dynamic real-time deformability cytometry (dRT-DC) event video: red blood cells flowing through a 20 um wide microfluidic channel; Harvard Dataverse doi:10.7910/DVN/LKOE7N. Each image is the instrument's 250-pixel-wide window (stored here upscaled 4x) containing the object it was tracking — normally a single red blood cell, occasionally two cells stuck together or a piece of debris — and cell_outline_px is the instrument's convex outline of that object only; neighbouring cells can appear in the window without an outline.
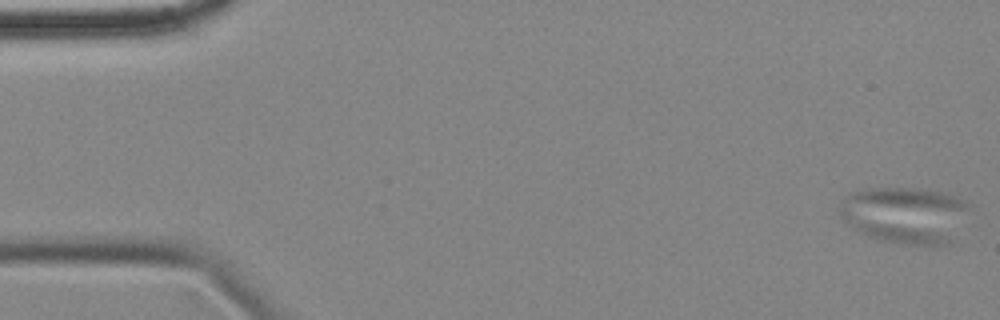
{"species": "common noctule bat (a hibernating species)", "species_latin": "Nyctalus noctula", "temperature_condition": "cold", "stored_images_in_passage": 58, "camera_frame_rate_fps": 3000, "um_per_image_px": 0.085, "animal": {"sex": "female", "body_mass_g": 18.4}, "frame": {"image": 1, "passage_image": 1, "time_ms": 0.0, "image_size_px": [1000, 320], "cell_outline_px": [[964, 204], [948, 244], [908, 244], [884, 240], [860, 232], [844, 220], [840, 216], [840, 200], [856, 192], [872, 188], [912, 188], [940, 192], [952, 196], [960, 200]], "centroid_in_image_um": [76.75, 18.25], "position_along_channel_um": 8.2, "area_um2": 40.23}}
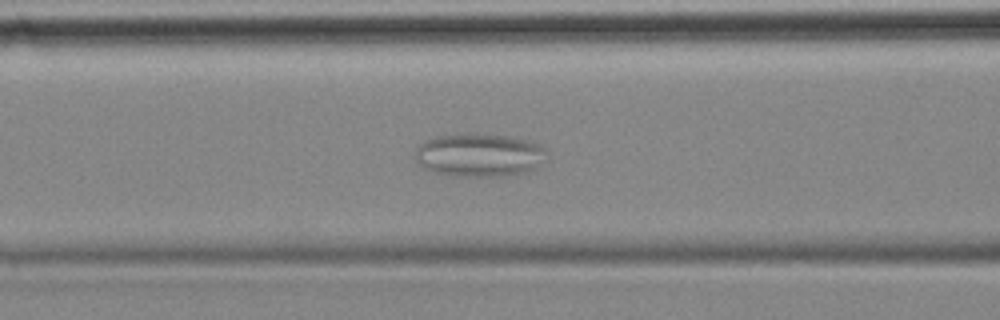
{"frame": {"image": 2, "passage_image": 23, "time_ms": 7.333, "image_size_px": [1000, 320], "cell_outline_px": [[548, 152], [536, 168], [528, 172], [504, 176], [452, 176], [436, 172], [424, 168], [416, 164], [416, 148], [420, 144], [436, 136], [468, 132], [508, 136], [532, 140], [540, 144]], "centroid_in_image_um": [40.75, 13.16], "position_along_channel_um": 125.8, "area_um2": 33.64}}
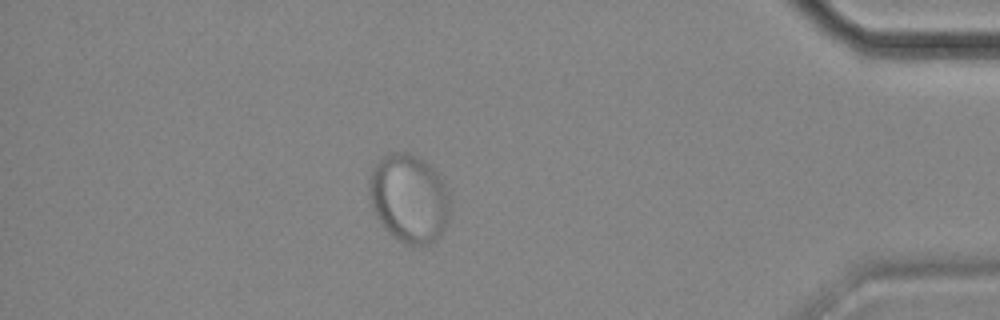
{"frame": {"image": 3, "passage_image": 51, "time_ms": 16.667, "image_size_px": [1000, 320], "cell_outline_px": [[448, 220], [440, 236], [436, 240], [428, 244], [412, 248], [392, 236], [384, 228], [376, 216], [372, 208], [368, 180], [372, 168], [388, 152], [412, 152], [424, 160], [436, 172], [444, 184], [448, 192]], "centroid_in_image_um": [34.75, 16.88], "position_along_channel_um": 400.5, "area_um2": 41.91}}